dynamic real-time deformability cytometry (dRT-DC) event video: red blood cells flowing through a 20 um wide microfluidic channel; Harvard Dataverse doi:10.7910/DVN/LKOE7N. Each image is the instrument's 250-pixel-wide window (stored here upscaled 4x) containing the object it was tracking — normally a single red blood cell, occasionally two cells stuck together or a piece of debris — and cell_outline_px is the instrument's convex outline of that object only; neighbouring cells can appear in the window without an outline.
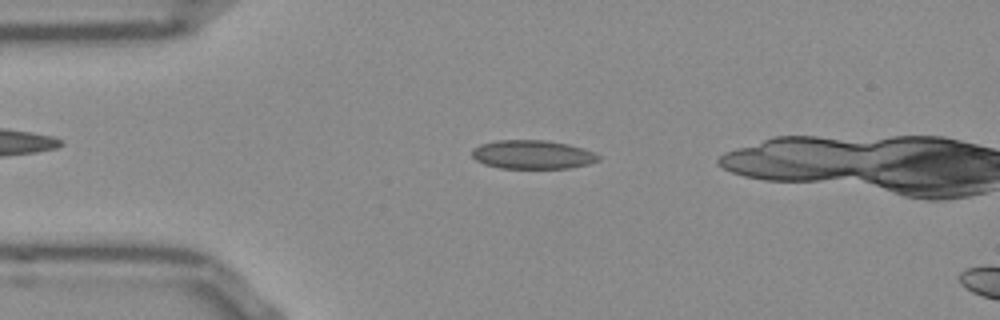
{"species": "Egyptian fruit bat (a non-hibernating species)", "species_latin": "Rousettus aegyptiacus", "temperature_condition": "room temperature", "stored_images_in_passage": 5, "camera_frame_rate_fps": 3000, "um_per_image_px": 0.085, "frame": {"image": 1, "passage_image": 1, "time_ms": 0.0, "image_size_px": [1000, 320], "cell_outline_px": [[600, 160], [588, 164], [568, 168], [500, 168], [484, 164], [476, 160], [472, 156], [472, 148], [480, 144], [496, 140], [544, 140], [568, 144], [592, 152], [600, 156]], "centroid_in_image_um": [45.22, 13.14], "position_along_channel_um": 39.8, "area_um2": 21.1}}